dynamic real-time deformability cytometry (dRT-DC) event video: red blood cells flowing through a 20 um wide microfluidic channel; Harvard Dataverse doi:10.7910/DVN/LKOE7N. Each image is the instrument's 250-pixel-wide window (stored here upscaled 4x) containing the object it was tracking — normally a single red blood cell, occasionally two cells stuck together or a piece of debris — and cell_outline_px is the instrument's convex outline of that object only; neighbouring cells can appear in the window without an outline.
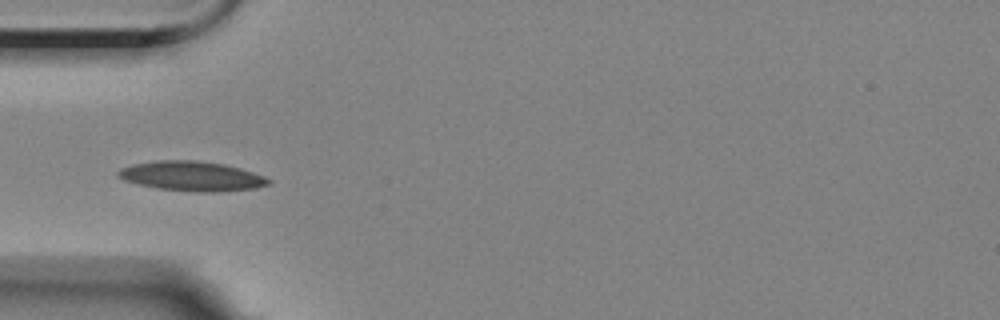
{"species": "Egyptian fruit bat (a non-hibernating species)", "species_latin": "Rousettus aegyptiacus", "temperature_condition": "room temperature", "stored_images_in_passage": 9, "camera_frame_rate_fps": 3000, "um_per_image_px": 0.085, "animal": {"sex": "female"}, "frame": {"image": 1, "passage_image": 6, "time_ms": 5.333, "image_size_px": [1000, 320], "cell_outline_px": [[272, 184], [256, 188], [216, 192], [196, 192], [156, 188], [136, 184], [124, 180], [116, 176], [116, 172], [120, 168], [132, 164], [156, 160], [196, 160], [224, 164], [240, 168], [264, 176], [272, 180]], "centroid_in_image_um": [16.28, 14.97], "position_along_channel_um": 68.7, "area_um2": 26.3}}
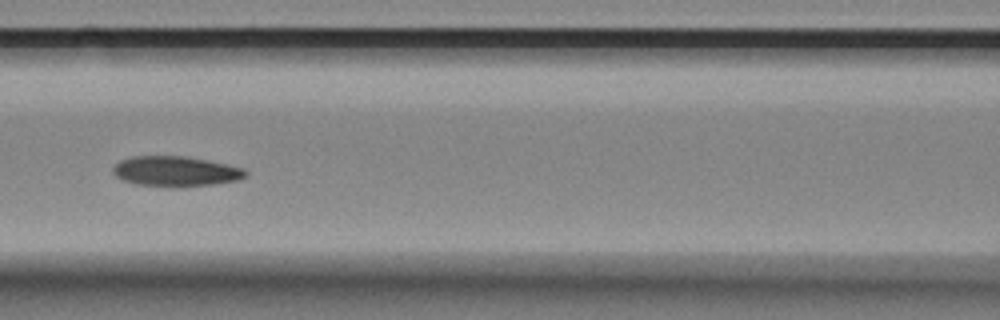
{"frame": {"image": 2, "passage_image": 8, "time_ms": 7.667, "image_size_px": [1000, 320], "cell_outline_px": [[248, 176], [240, 180], [212, 184], [180, 188], [176, 188], [136, 184], [124, 180], [116, 176], [112, 172], [112, 168], [120, 160], [132, 156], [184, 156], [208, 160], [244, 168], [248, 172]], "centroid_in_image_um": [14.96, 14.57], "position_along_channel_um": 151.6, "area_um2": 23.64}}
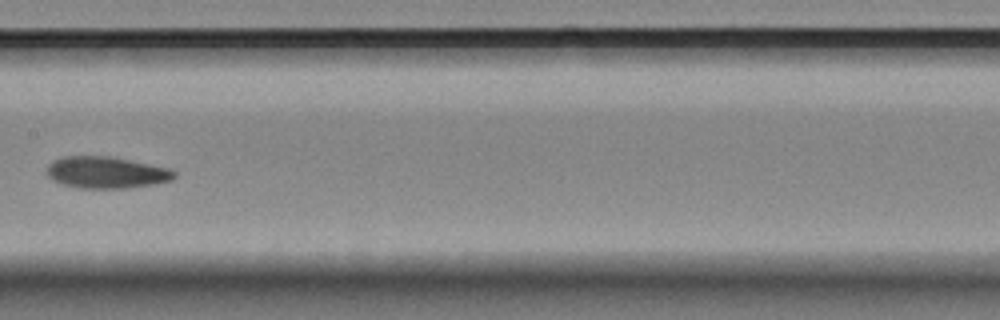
{"frame": {"image": 3, "passage_image": 9, "time_ms": 9.0, "image_size_px": [1000, 320], "cell_outline_px": [[176, 176], [172, 180], [156, 184], [128, 188], [76, 188], [60, 184], [52, 180], [48, 176], [48, 164], [52, 160], [60, 156], [108, 156], [168, 168], [176, 172]], "centroid_in_image_um": [9.0, 14.67], "position_along_channel_um": 198.4, "area_um2": 23.64}}